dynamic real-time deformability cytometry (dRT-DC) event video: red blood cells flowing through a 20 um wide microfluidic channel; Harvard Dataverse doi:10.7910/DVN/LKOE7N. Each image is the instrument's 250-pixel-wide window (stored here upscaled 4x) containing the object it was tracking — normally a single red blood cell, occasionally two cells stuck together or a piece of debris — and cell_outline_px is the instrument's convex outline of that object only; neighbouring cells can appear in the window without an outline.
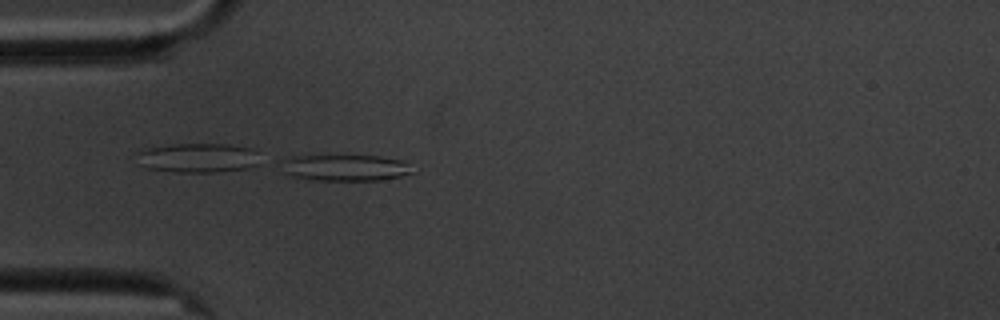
{"species": "common noctule bat (a hibernating species)", "species_latin": "Nyctalus noctula", "temperature_condition": "cold", "stored_images_in_passage": 1, "camera_frame_rate_fps": 3000, "um_per_image_px": 0.085, "animal": {"sex": "male", "body_mass_g": 20.1, "forearm_length_mm": 53.5}, "frame": {"image": 1, "passage_image": 1, "time_ms": 0.0, "image_size_px": [1000, 320], "cell_outline_px": [[416, 172], [400, 176], [380, 180], [308, 180], [292, 176], [284, 172], [280, 160], [292, 156], [380, 156], [404, 160]], "centroid_in_image_um": [29.34, 14.26], "position_along_channel_um": 55.7, "area_um2": 20.23}}